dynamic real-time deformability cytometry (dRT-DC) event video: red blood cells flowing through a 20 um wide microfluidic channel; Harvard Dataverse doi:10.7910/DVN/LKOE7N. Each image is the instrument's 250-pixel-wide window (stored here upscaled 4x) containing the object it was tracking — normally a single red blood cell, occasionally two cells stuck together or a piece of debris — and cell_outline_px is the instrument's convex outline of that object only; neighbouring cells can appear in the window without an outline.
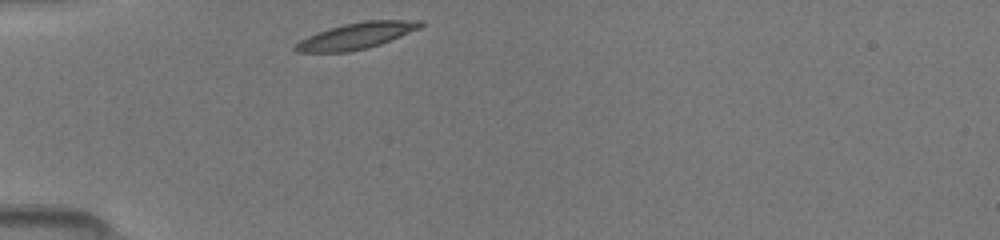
{"species": "common noctule bat (a hibernating species)", "species_latin": "Nyctalus noctula", "temperature_condition": "room temperature", "stored_images_in_passage": 31, "camera_frame_rate_fps": 3000, "um_per_image_px": 0.085, "animal": {"sex": "female", "body_mass_g": 19.5, "forearm_length_mm": 54.1}, "frame": {"image": 1, "passage_image": 1, "time_ms": 0.0, "image_size_px": [1000, 240], "cell_outline_px": [[424, 24], [420, 28], [380, 44], [368, 48], [348, 52], [296, 52], [292, 48], [300, 40], [316, 32], [328, 28], [344, 24], [364, 20], [424, 20]], "centroid_in_image_um": [30.28, 3.04], "position_along_channel_um": 54.7, "area_um2": 19.19}}
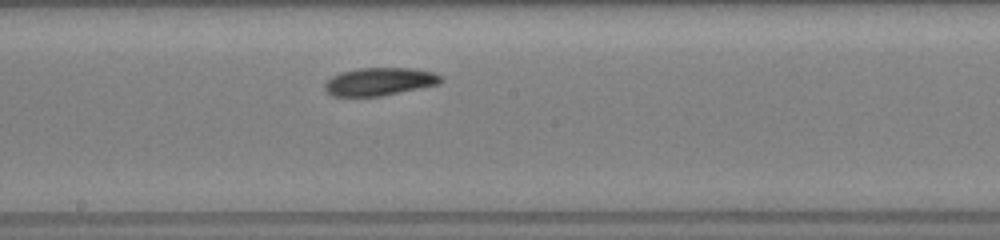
{"frame": {"image": 2, "passage_image": 13, "time_ms": 4.333, "image_size_px": [1000, 240], "cell_outline_px": [[444, 80], [440, 84], [380, 96], [332, 96], [324, 88], [324, 84], [332, 76], [340, 72], [360, 68], [412, 68], [432, 72], [444, 76]], "centroid_in_image_um": [32.29, 6.93], "position_along_channel_um": 215.9, "area_um2": 18.9}}
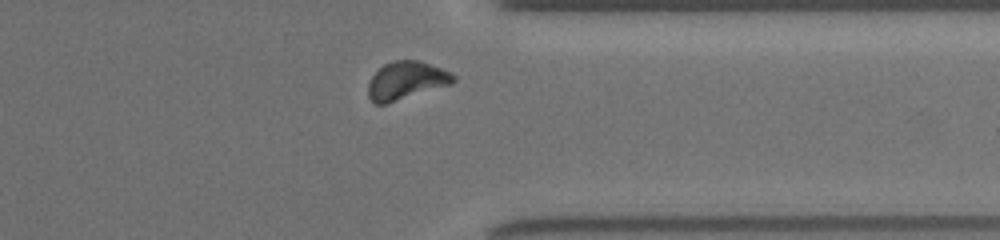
{"frame": {"image": 3, "passage_image": 26, "time_ms": 8.333, "image_size_px": [1000, 240], "cell_outline_px": [[456, 80], [452, 84], [384, 104], [376, 104], [368, 96], [368, 84], [372, 76], [384, 64], [396, 60], [416, 60], [440, 68], [456, 76]], "centroid_in_image_um": [34.52, 6.85], "position_along_channel_um": 376.9, "area_um2": 18.5}}